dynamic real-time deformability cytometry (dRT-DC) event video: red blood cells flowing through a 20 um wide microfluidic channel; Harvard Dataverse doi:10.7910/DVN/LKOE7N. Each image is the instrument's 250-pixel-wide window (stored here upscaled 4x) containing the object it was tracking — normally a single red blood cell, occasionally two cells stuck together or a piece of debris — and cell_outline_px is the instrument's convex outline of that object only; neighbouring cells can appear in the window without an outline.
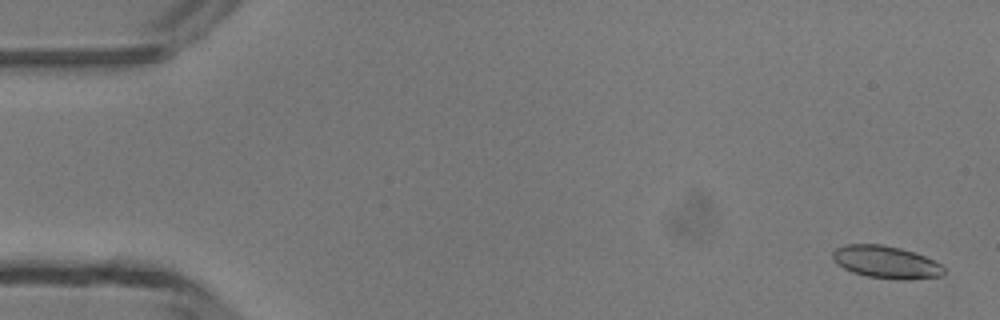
{"species": "common noctule bat (a hibernating species)", "species_latin": "Nyctalus noctula", "temperature_condition": "room temperature", "stored_images_in_passage": 5, "camera_frame_rate_fps": 3000, "um_per_image_px": 0.085, "animal": {"sex": "male", "body_mass_g": 13.3}, "frame": {"image": 1, "passage_image": 1, "time_ms": 0.0, "image_size_px": [1000, 320], "cell_outline_px": [[944, 272], [940, 276], [912, 280], [896, 280], [868, 276], [852, 272], [836, 264], [832, 256], [832, 252], [836, 248], [848, 244], [880, 244], [900, 248], [924, 256], [940, 264], [944, 268]], "centroid_in_image_um": [75.3, 22.29], "position_along_channel_um": 9.7, "area_um2": 20.98}}